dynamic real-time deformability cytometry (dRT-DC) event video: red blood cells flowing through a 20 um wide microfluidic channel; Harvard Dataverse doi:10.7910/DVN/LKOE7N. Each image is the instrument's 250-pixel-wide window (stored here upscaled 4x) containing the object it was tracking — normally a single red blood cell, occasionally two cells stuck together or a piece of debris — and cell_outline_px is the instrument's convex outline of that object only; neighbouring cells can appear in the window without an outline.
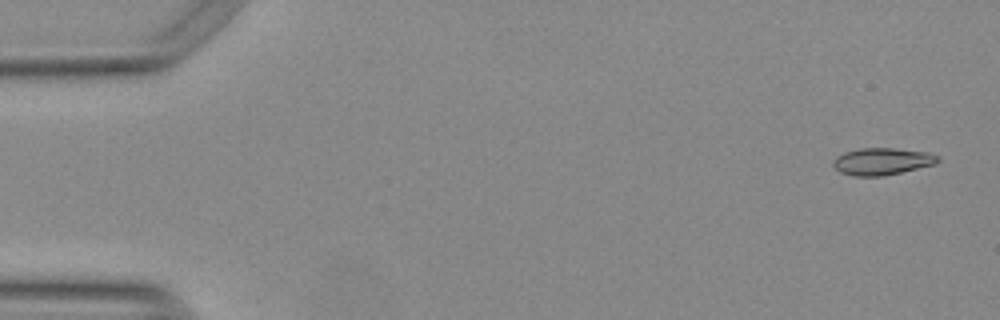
{"species": "Egyptian fruit bat (a non-hibernating species)", "species_latin": "Rousettus aegyptiacus", "temperature_condition": "warm", "stored_images_in_passage": 53, "camera_frame_rate_fps": 3000, "um_per_image_px": 0.085, "animal": {"sex": "female"}, "frame": {"image": 1, "passage_image": 2, "time_ms": 0.333, "image_size_px": [1000, 320], "cell_outline_px": [[940, 160], [936, 164], [900, 172], [880, 176], [852, 176], [840, 172], [832, 164], [832, 160], [836, 156], [844, 152], [860, 148], [892, 148], [928, 152], [940, 156]], "centroid_in_image_um": [74.97, 13.71], "position_along_channel_um": 10.0, "area_um2": 16.53}}
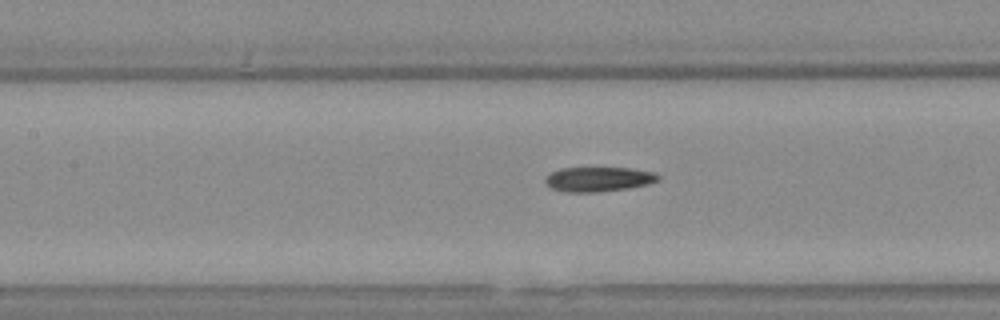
{"frame": {"image": 2, "passage_image": 24, "time_ms": 7.667, "image_size_px": [1000, 320], "cell_outline_px": [[660, 180], [648, 184], [628, 188], [596, 192], [564, 192], [552, 188], [544, 184], [544, 176], [560, 168], [628, 168], [652, 172], [660, 176]], "centroid_in_image_um": [50.82, 15.23], "position_along_channel_um": 156.6, "area_um2": 16.24}}
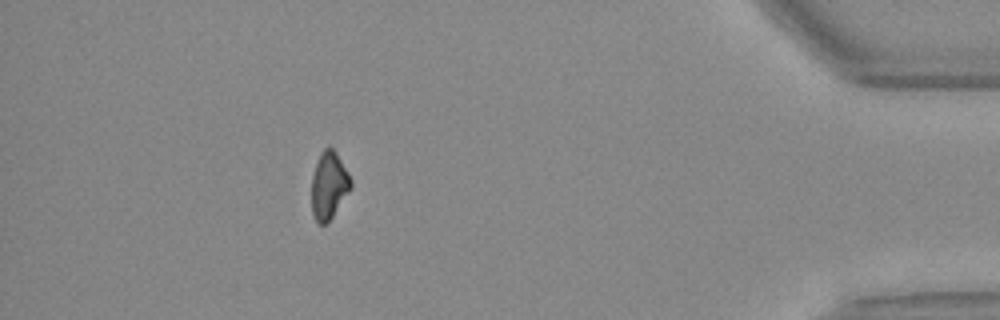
{"frame": {"image": 3, "passage_image": 48, "time_ms": 15.667, "image_size_px": [1000, 320], "cell_outline_px": [[352, 188], [332, 216], [324, 224], [320, 224], [316, 220], [312, 212], [312, 176], [320, 152], [324, 148], [332, 148], [336, 152], [348, 172], [352, 180]], "centroid_in_image_um": [27.97, 15.74], "position_along_channel_um": 407.2, "area_um2": 15.2}}